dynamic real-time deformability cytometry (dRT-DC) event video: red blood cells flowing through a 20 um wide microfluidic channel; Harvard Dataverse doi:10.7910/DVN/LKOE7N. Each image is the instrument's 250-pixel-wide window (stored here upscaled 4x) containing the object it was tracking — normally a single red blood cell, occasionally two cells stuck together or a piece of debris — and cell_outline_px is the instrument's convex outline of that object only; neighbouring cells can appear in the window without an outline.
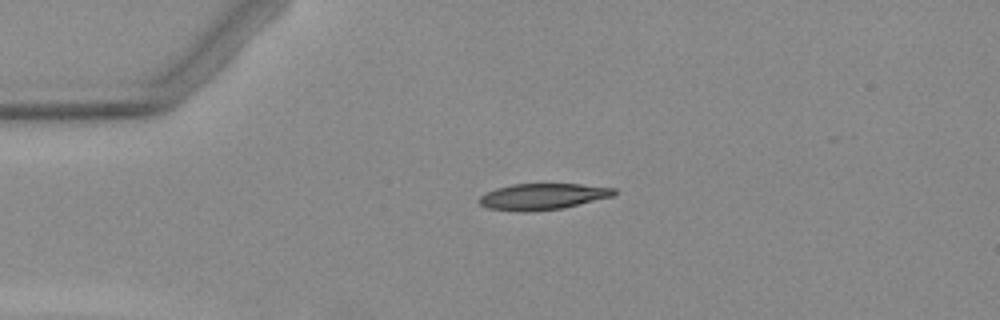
{"species": "Egyptian fruit bat (a non-hibernating species)", "species_latin": "Rousettus aegyptiacus", "temperature_condition": "warm", "stored_images_in_passage": 3, "camera_frame_rate_fps": 3000, "um_per_image_px": 0.085, "animal": {"sex": "female"}, "frame": {"image": 1, "passage_image": 1, "time_ms": 0.0, "image_size_px": [1000, 320], "cell_outline_px": [[616, 192], [612, 196], [560, 208], [528, 212], [516, 212], [488, 208], [480, 204], [476, 200], [480, 196], [496, 188], [512, 184], [580, 184], [616, 188]], "centroid_in_image_um": [46.06, 16.7], "position_along_channel_um": 38.9, "area_um2": 20.46}}
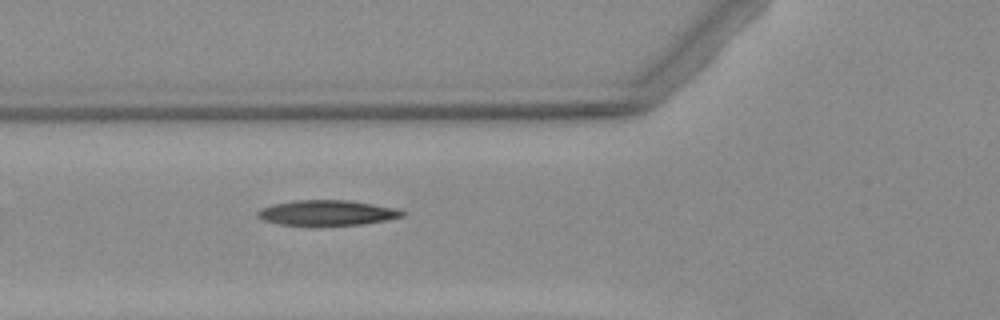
{"frame": {"image": 2, "passage_image": 3, "time_ms": 2.333, "image_size_px": [1000, 320], "cell_outline_px": [[404, 216], [384, 220], [360, 224], [280, 224], [264, 220], [256, 216], [256, 212], [260, 208], [272, 204], [292, 200], [348, 200], [396, 208], [404, 212]], "centroid_in_image_um": [27.75, 18.06], "position_along_channel_um": 98.1, "area_um2": 20.81}}